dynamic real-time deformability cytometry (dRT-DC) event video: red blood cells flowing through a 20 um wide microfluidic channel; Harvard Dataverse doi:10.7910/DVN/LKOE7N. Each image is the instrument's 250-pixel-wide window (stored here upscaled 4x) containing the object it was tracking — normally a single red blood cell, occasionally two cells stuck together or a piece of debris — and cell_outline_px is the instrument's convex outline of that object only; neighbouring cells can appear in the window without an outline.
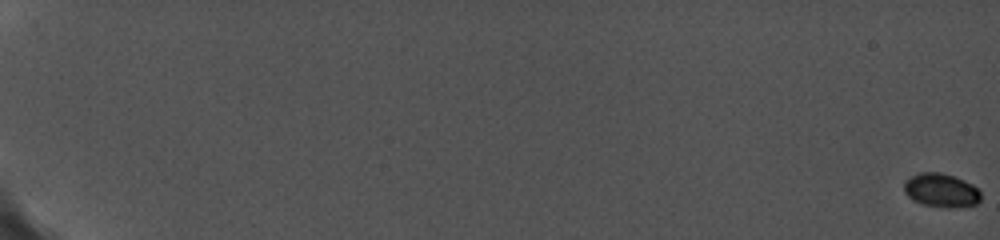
{"species": "common noctule bat (a hibernating species)", "species_latin": "Nyctalus noctula", "temperature_condition": "cold", "stored_images_in_passage": 16, "camera_frame_rate_fps": 5000, "um_per_image_px": 0.085, "animal": {"sex": "female", "body_mass_g": 19.0, "forearm_length_mm": 56.7}, "frame": {"image": 1, "passage_image": 1, "time_ms": 0.0, "image_size_px": [1000, 240], "cell_outline_px": [[980, 200], [976, 204], [952, 208], [948, 208], [924, 204], [912, 200], [904, 192], [904, 180], [908, 176], [920, 172], [940, 172], [956, 176], [972, 184], [980, 192]], "centroid_in_image_um": [79.96, 16.16], "position_along_channel_um": 5.0, "area_um2": 15.26}}
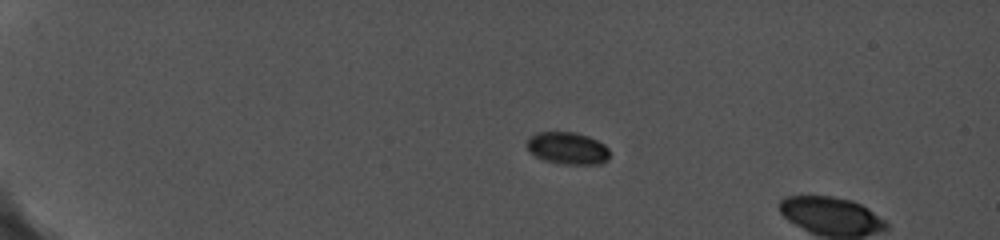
{"frame": {"image": 2, "passage_image": 13, "time_ms": 5.4, "image_size_px": [1000, 240], "cell_outline_px": [[608, 160], [600, 164], [560, 164], [544, 160], [528, 152], [524, 144], [532, 136], [540, 132], [572, 132], [588, 136], [604, 144], [608, 148]], "centroid_in_image_um": [48.22, 12.61], "position_along_channel_um": 36.8, "area_um2": 15.55}}